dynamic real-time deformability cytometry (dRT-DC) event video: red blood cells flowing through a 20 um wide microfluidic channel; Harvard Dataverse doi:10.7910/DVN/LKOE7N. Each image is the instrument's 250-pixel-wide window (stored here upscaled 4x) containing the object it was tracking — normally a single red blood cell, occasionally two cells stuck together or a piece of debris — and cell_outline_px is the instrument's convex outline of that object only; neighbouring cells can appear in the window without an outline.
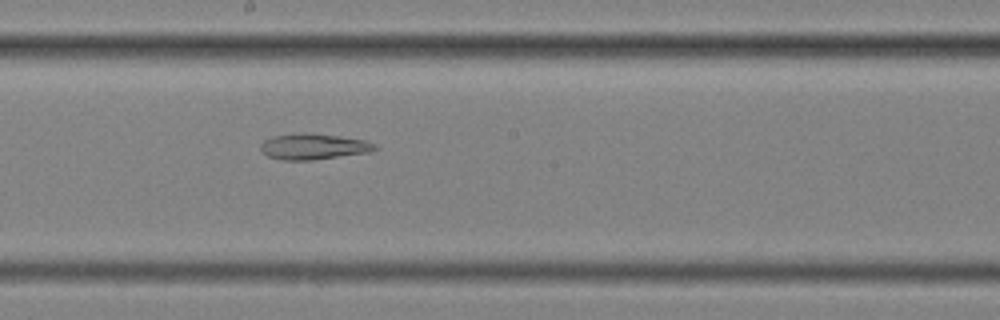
{"species": "common noctule bat (a hibernating species)", "species_latin": "Nyctalus noctula", "temperature_condition": "cold", "stored_images_in_passage": 57, "segment_of_instrument_passage": [2, 2], "camera_frame_rate_fps": 3000, "um_per_image_px": 0.085, "animal": {"sex": "female", "body_mass_g": 25.1}, "frame": {"image": 1, "passage_image": 32, "time_ms": 10.333, "image_size_px": [1000, 320], "cell_outline_px": [[380, 148], [368, 152], [312, 160], [284, 160], [268, 156], [260, 148], [260, 144], [264, 140], [272, 136], [296, 132], [308, 132], [340, 136], [364, 140], [376, 144]], "centroid_in_image_um": [26.64, 12.43], "position_along_channel_um": 221.6, "area_um2": 17.34}}
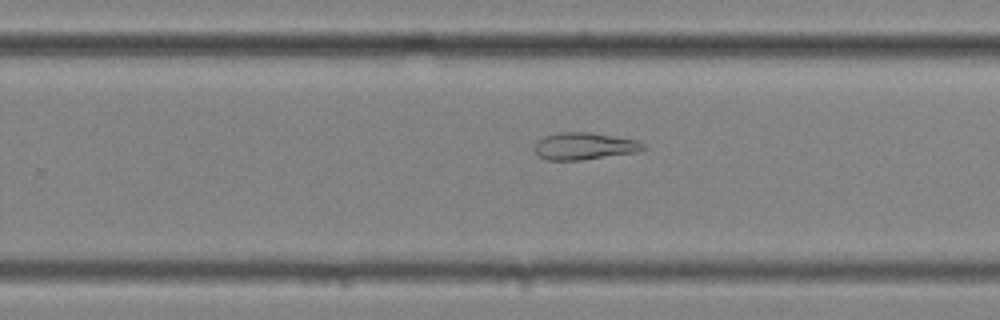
{"frame": {"image": 2, "passage_image": 37, "time_ms": 12.0, "image_size_px": [1000, 320], "cell_outline_px": [[648, 148], [640, 152], [584, 160], [548, 160], [540, 156], [532, 148], [536, 140], [544, 136], [556, 132], [588, 132], [636, 140], [644, 144]], "centroid_in_image_um": [49.66, 12.42], "position_along_channel_um": 280.1, "area_um2": 17.46}}
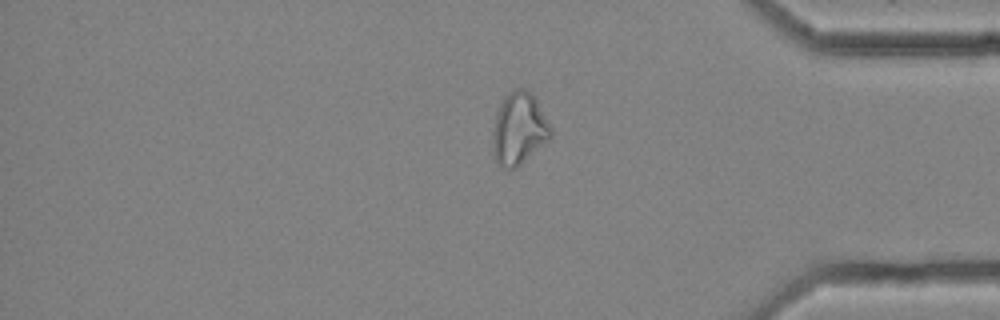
{"frame": {"image": 3, "passage_image": 48, "time_ms": 15.667, "image_size_px": [1000, 320], "cell_outline_px": [[552, 136], [548, 140], [516, 168], [500, 168], [496, 164], [492, 148], [492, 132], [496, 112], [504, 96], [508, 92], [516, 88], [524, 88], [536, 100], [552, 128]], "centroid_in_image_um": [44.07, 10.96], "position_along_channel_um": 391.1, "area_um2": 24.45}}